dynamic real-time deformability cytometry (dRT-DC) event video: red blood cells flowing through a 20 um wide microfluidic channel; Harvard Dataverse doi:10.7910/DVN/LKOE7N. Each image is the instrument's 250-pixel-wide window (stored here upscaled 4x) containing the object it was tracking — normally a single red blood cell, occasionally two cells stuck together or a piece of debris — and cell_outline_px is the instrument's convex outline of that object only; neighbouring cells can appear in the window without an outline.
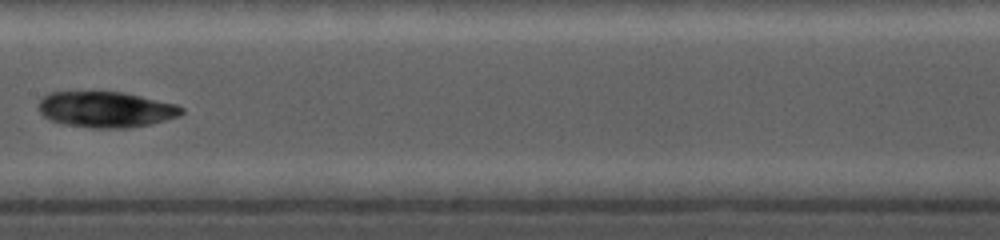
{"species": "common noctule bat (a hibernating species)", "species_latin": "Nyctalus noctula", "temperature_condition": "cold", "stored_images_in_passage": 21, "camera_frame_rate_fps": 5000, "um_per_image_px": 0.085, "animal": {"sex": "female", "body_mass_g": 19.0, "forearm_length_mm": 56.7}, "frame": {"image": 1, "passage_image": 10, "time_ms": 3.8, "image_size_px": [1000, 240], "cell_outline_px": [[184, 112], [180, 116], [148, 124], [128, 128], [88, 128], [64, 124], [52, 120], [44, 116], [36, 108], [40, 100], [44, 96], [52, 92], [124, 92], [176, 104], [184, 108]], "centroid_in_image_um": [9.0, 9.31], "position_along_channel_um": 198.4, "area_um2": 29.88}}